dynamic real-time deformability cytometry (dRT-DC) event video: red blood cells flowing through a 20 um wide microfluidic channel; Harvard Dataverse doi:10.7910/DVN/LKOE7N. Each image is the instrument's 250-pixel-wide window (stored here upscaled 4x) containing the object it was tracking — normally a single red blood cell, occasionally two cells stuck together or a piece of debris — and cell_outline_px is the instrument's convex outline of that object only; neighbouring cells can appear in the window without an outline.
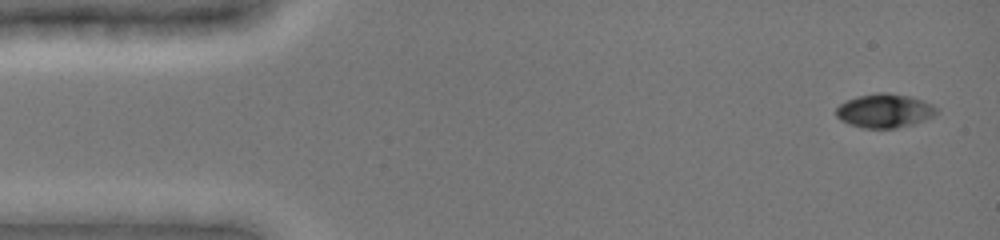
{"species": "common noctule bat (a hibernating species)", "species_latin": "Nyctalus noctula", "temperature_condition": "cold", "stored_images_in_passage": 48, "camera_frame_rate_fps": 3000, "um_per_image_px": 0.085, "animal": {"sex": "female", "body_mass_g": 19.0, "forearm_length_mm": 51.5}, "frame": {"image": 1, "passage_image": 2, "time_ms": 0.333, "image_size_px": [1000, 240], "cell_outline_px": [[940, 112], [924, 120], [912, 124], [896, 128], [864, 128], [848, 124], [840, 120], [836, 116], [836, 108], [840, 104], [848, 100], [860, 96], [876, 92], [888, 92], [908, 96], [924, 100], [932, 104]], "centroid_in_image_um": [75.19, 9.41], "position_along_channel_um": 9.8, "area_um2": 19.83}}
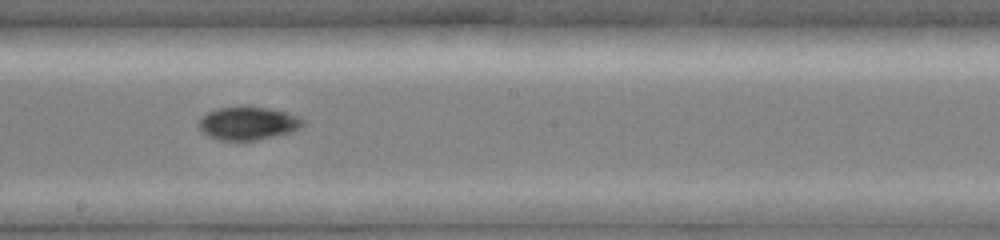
{"frame": {"image": 2, "passage_image": 27, "time_ms": 8.667, "image_size_px": [1000, 240], "cell_outline_px": [[304, 124], [300, 128], [292, 132], [256, 140], [220, 140], [208, 136], [200, 132], [196, 124], [208, 112], [216, 108], [244, 104], [268, 108], [288, 112], [304, 120]], "centroid_in_image_um": [21.05, 10.45], "position_along_channel_um": 227.2, "area_um2": 20.63}}
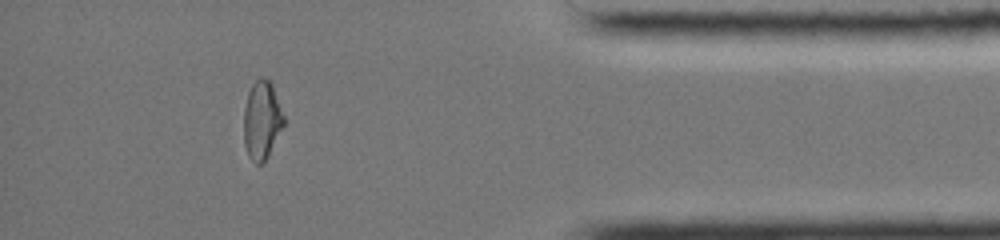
{"frame": {"image": 3, "passage_image": 43, "time_ms": 14.0, "image_size_px": [1000, 240], "cell_outline_px": [[284, 124], [264, 164], [256, 164], [248, 156], [244, 144], [244, 108], [248, 92], [252, 84], [260, 76], [264, 76], [272, 84], [284, 116]], "centroid_in_image_um": [22.25, 10.22], "position_along_channel_um": 413.0, "area_um2": 18.32}, "authors_computed_cell_mechanics": {"area_um2": 19.9121, "velocity_mm_per_s": 3.9368, "shape_relaxation_time_tau1_ms": 10.9528, "shape_relaxation_time_tau2_ms": 5.9403, "deformation_change_tau1": 0.2574, "deformation_change_tau2": 0.0632}}